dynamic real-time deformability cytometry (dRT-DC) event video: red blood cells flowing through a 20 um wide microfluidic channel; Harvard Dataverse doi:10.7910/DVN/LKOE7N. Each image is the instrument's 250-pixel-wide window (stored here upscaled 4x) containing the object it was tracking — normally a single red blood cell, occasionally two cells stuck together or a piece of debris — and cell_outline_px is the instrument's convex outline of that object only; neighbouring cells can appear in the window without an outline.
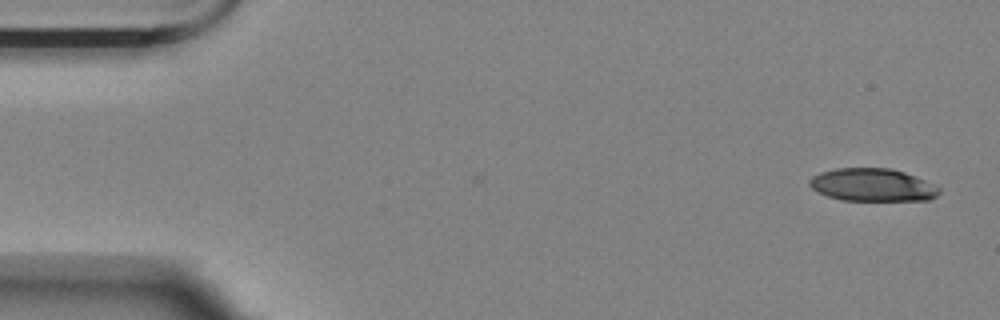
{"species": "Egyptian fruit bat (a non-hibernating species)", "species_latin": "Rousettus aegyptiacus", "temperature_condition": "room temperature", "stored_images_in_passage": 3, "camera_frame_rate_fps": 3000, "um_per_image_px": 0.085, "animal": {"sex": "female"}, "frame": {"image": 1, "passage_image": 3, "time_ms": 0.667, "image_size_px": [1000, 320], "cell_outline_px": [[940, 192], [936, 196], [928, 200], [840, 200], [816, 192], [808, 184], [808, 180], [812, 176], [820, 172], [836, 168], [888, 168], [904, 172], [916, 176], [940, 188]], "centroid_in_image_um": [74.12, 15.72], "position_along_channel_um": 10.9, "area_um2": 24.8}}